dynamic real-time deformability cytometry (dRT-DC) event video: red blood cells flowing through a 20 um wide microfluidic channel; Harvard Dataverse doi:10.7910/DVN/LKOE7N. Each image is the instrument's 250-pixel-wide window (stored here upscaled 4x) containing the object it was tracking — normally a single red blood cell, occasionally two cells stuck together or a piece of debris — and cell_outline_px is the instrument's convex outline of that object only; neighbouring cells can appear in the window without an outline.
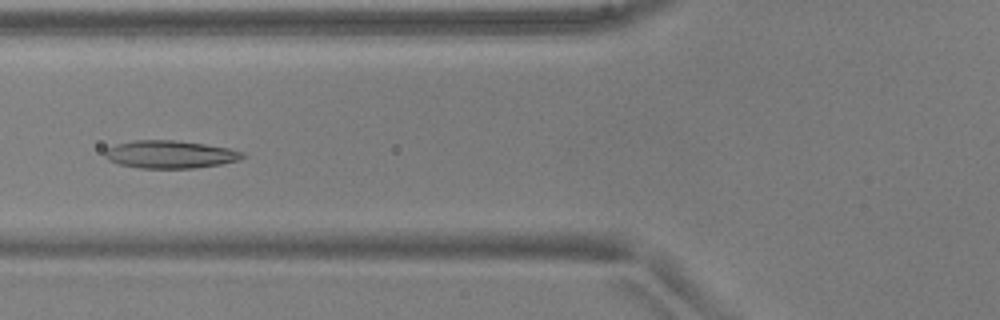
{"species": "common noctule bat (a hibernating species)", "species_latin": "Nyctalus noctula", "temperature_condition": "warm", "stored_images_in_passage": 52, "camera_frame_rate_fps": 3000, "um_per_image_px": 0.085, "animal": {"sex": "male", "body_mass_g": 17.9, "forearm_length_mm": 54.2}, "frame": {"image": 1, "passage_image": 21, "time_ms": 6.667, "image_size_px": [1000, 320], "cell_outline_px": [[248, 156], [240, 160], [220, 164], [192, 168], [140, 168], [120, 164], [108, 160], [104, 156], [104, 148], [116, 144], [136, 140], [176, 140], [204, 144], [228, 148], [244, 152]], "centroid_in_image_um": [14.45, 13.12], "position_along_channel_um": 111.3, "area_um2": 22.37}}
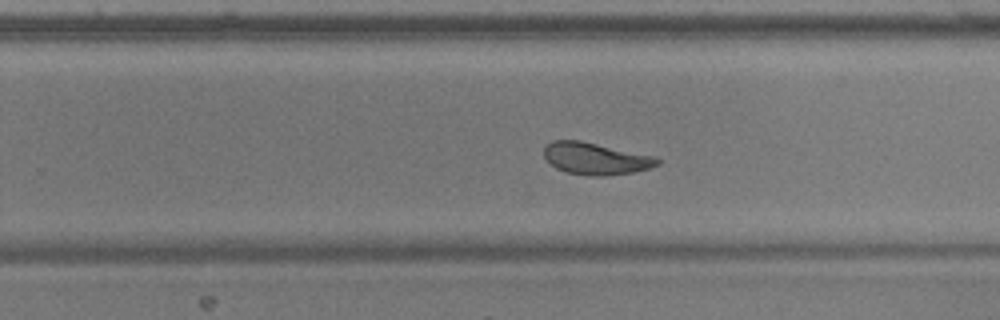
{"frame": {"image": 2, "passage_image": 34, "time_ms": 11.0, "image_size_px": [1000, 320], "cell_outline_px": [[660, 164], [648, 168], [632, 172], [604, 176], [588, 176], [568, 172], [556, 168], [544, 156], [544, 148], [552, 140], [580, 140], [656, 156], [660, 160]], "centroid_in_image_um": [50.65, 13.47], "position_along_channel_um": 279.2, "area_um2": 21.04}}
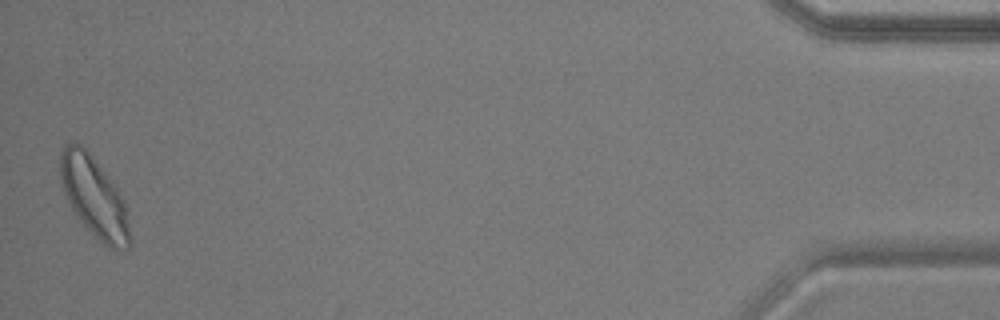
{"frame": {"image": 3, "passage_image": 52, "time_ms": 17.0, "image_size_px": [1000, 320], "cell_outline_px": [[132, 240], [128, 248], [120, 252], [116, 252], [100, 244], [76, 216], [64, 192], [60, 180], [60, 152], [64, 144], [80, 144], [88, 152], [116, 188], [124, 200]], "centroid_in_image_um": [8.02, 16.86], "position_along_channel_um": 427.2, "area_um2": 32.6}, "authors_computed_cell_mechanics": {"area_um2": 23.698, "velocity_mm_per_s": 3.8754, "shape_relaxation_time_tau1_ms": 6.2301, "shape_relaxation_time_tau2_ms": 1.4928, "deformation_change_tau1": 0.1665, "deformation_change_tau2": 0.0752}}